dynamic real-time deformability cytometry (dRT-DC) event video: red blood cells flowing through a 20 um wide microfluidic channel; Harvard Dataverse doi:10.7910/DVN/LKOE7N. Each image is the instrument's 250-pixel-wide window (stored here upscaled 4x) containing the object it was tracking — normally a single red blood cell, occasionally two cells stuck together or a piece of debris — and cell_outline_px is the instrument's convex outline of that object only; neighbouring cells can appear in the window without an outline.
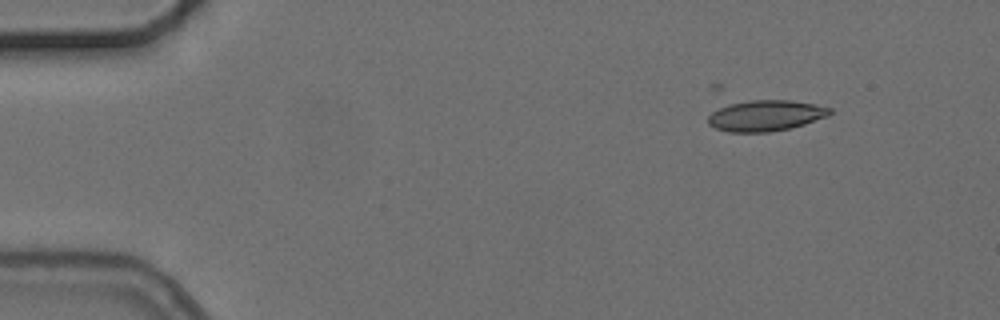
{"species": "common noctule bat (a hibernating species)", "species_latin": "Nyctalus noctula", "temperature_condition": "cold", "stored_images_in_passage": 4, "camera_frame_rate_fps": 3000, "um_per_image_px": 0.085, "animal": {"sex": "female", "body_mass_g": 24.6, "forearm_length_mm": 56.2}, "frame": {"image": 1, "passage_image": 1, "time_ms": 0.0, "image_size_px": [1000, 320], "cell_outline_px": [[832, 112], [828, 116], [804, 124], [772, 132], [728, 132], [716, 128], [708, 124], [708, 116], [712, 112], [728, 104], [748, 100], [792, 100], [832, 108]], "centroid_in_image_um": [65.07, 9.82], "position_along_channel_um": 19.9, "area_um2": 21.85}}